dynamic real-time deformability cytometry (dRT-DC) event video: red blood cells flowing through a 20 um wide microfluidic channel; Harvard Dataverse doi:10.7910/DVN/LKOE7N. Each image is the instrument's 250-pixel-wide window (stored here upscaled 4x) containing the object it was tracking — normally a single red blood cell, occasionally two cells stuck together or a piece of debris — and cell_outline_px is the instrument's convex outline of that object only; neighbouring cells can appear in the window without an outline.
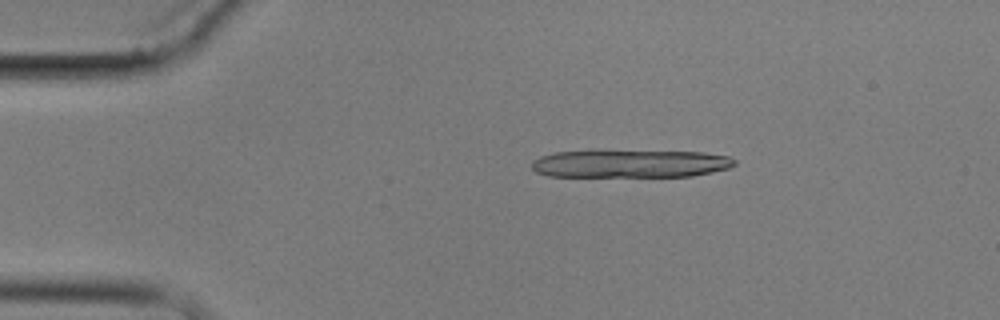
{"species": "common noctule bat (a hibernating species)", "species_latin": "Nyctalus noctula", "temperature_condition": "cold", "stored_images_in_passage": 5, "camera_frame_rate_fps": 3000, "um_per_image_px": 0.085, "animal": {"sex": "male", "body_mass_g": 17.9}, "frame": {"image": 1, "passage_image": 2, "time_ms": 2.0, "image_size_px": [1000, 320], "cell_outline_px": [[736, 164], [728, 168], [712, 172], [692, 176], [548, 176], [536, 172], [532, 168], [532, 160], [540, 156], [556, 152], [704, 152], [728, 156], [736, 160]], "centroid_in_image_um": [53.59, 13.93], "position_along_channel_um": 31.4, "area_um2": 32.19}}